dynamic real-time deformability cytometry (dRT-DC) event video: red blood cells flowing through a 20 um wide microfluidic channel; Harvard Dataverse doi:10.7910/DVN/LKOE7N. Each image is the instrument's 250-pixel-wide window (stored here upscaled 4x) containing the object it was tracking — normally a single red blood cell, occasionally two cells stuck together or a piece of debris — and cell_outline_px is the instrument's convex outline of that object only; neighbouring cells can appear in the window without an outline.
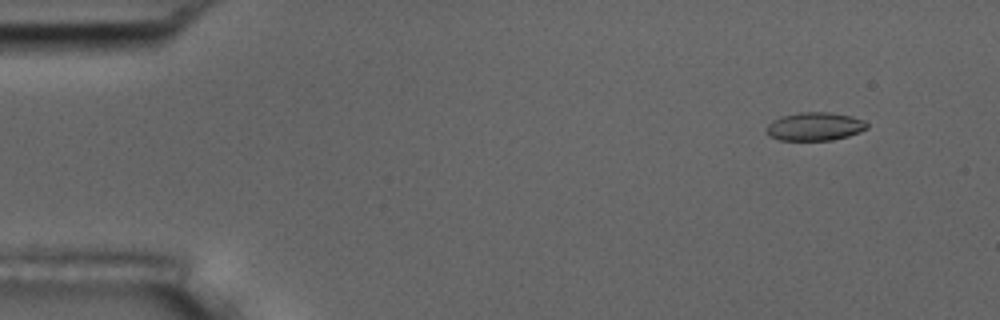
{"species": "common noctule bat (a hibernating species)", "species_latin": "Nyctalus noctula", "temperature_condition": "room temperature", "stored_images_in_passage": 5, "camera_frame_rate_fps": 3000, "um_per_image_px": 0.085, "animal": {"sex": "male", "body_mass_g": 17.5, "forearm_length_mm": 52.3}, "frame": {"image": 1, "passage_image": 2, "time_ms": 1.333, "image_size_px": [1000, 320], "cell_outline_px": [[868, 128], [860, 132], [848, 136], [832, 140], [780, 140], [768, 136], [764, 128], [772, 120], [784, 116], [800, 112], [832, 112], [852, 116], [864, 120], [868, 124]], "centroid_in_image_um": [69.26, 10.75], "position_along_channel_um": 15.7, "area_um2": 16.76}}
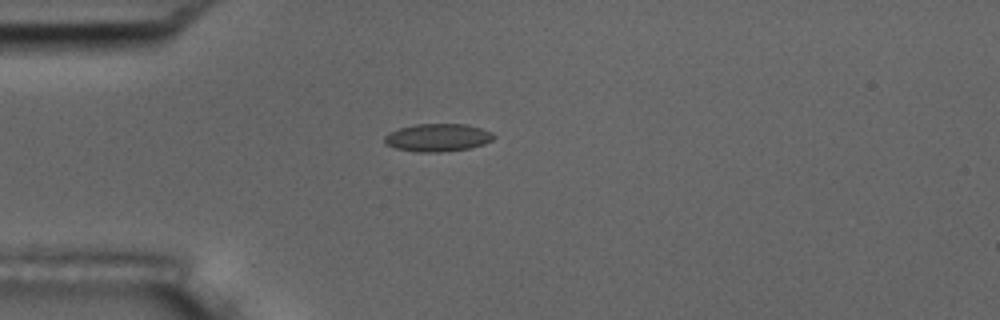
{"frame": {"image": 2, "passage_image": 5, "time_ms": 4.667, "image_size_px": [1000, 320], "cell_outline_px": [[496, 136], [492, 140], [484, 144], [468, 148], [440, 152], [416, 152], [396, 148], [384, 144], [384, 136], [388, 132], [400, 128], [416, 124], [464, 124], [480, 128], [492, 132]], "centroid_in_image_um": [37.18, 11.69], "position_along_channel_um": 47.8, "area_um2": 17.69}}